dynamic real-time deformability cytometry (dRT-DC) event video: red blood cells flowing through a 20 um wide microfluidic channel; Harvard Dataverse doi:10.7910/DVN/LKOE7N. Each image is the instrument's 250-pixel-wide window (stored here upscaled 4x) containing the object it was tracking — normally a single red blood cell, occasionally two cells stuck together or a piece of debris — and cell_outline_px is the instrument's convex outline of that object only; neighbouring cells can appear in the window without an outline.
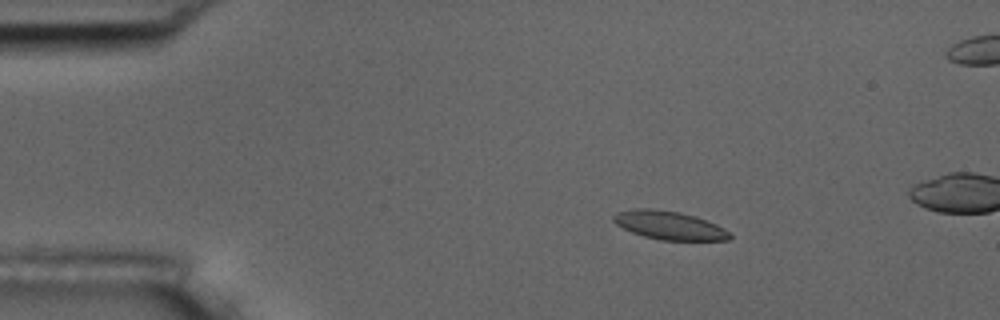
{"species": "common noctule bat (a hibernating species)", "species_latin": "Nyctalus noctula", "temperature_condition": "room temperature", "stored_images_in_passage": 11, "camera_frame_rate_fps": 3000, "um_per_image_px": 0.085, "animal": {"sex": "male", "body_mass_g": 17.5, "forearm_length_mm": 52.3}, "frame": {"image": 1, "passage_image": 4, "time_ms": 1.0, "image_size_px": [1000, 320], "cell_outline_px": [[732, 236], [728, 240], [660, 240], [644, 236], [632, 232], [616, 224], [612, 220], [612, 216], [616, 212], [632, 208], [652, 208], [680, 212], [716, 224], [724, 228]], "centroid_in_image_um": [56.83, 19.14], "position_along_channel_um": 28.2, "area_um2": 19.19}}